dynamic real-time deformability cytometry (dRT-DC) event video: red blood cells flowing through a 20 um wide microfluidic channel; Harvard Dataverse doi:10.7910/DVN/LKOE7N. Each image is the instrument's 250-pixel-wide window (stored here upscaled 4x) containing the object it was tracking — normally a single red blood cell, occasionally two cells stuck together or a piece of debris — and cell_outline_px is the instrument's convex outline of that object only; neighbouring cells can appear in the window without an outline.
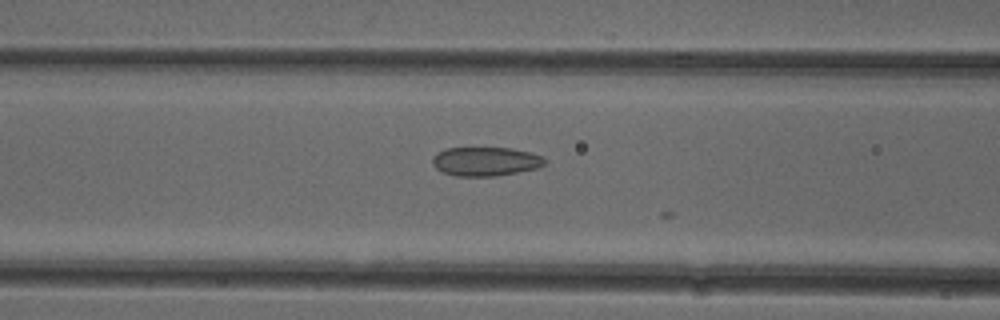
{"species": "common noctule bat (a hibernating species)", "species_latin": "Nyctalus noctula", "temperature_condition": "cold", "stored_images_in_passage": 8, "camera_frame_rate_fps": 3000, "um_per_image_px": 0.085, "animal": {"sex": "female"}, "frame": {"image": 1, "passage_image": 7, "time_ms": 2.0, "image_size_px": [1000, 320], "cell_outline_px": [[544, 164], [540, 168], [496, 176], [456, 176], [440, 172], [432, 164], [432, 156], [436, 152], [448, 148], [512, 148], [544, 156]], "centroid_in_image_um": [41.24, 13.73], "position_along_channel_um": 125.4, "area_um2": 19.13}}